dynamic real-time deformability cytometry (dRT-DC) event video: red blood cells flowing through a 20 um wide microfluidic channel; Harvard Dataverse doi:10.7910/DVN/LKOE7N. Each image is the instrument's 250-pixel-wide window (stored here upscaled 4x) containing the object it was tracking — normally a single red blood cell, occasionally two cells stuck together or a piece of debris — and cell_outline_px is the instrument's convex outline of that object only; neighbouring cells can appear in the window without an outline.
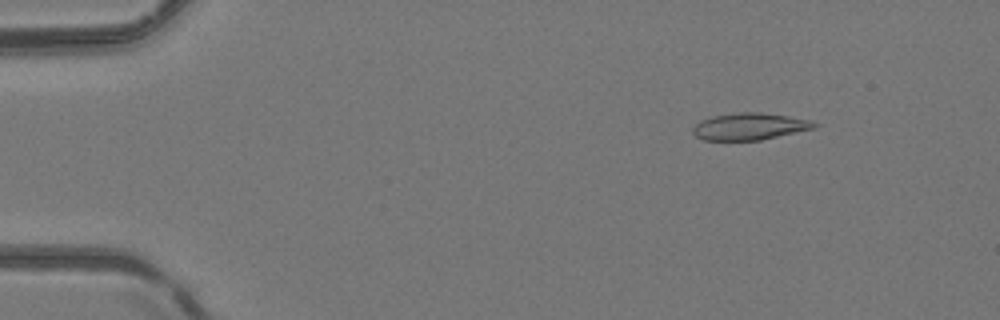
{"species": "common noctule bat (a hibernating species)", "species_latin": "Nyctalus noctula", "temperature_condition": "room temperature", "stored_images_in_passage": 26, "camera_frame_rate_fps": 3000, "um_per_image_px": 0.085, "animal": {"sex": "female", "body_mass_g": 24.6, "forearm_length_mm": 56.2}, "frame": {"image": 1, "passage_image": 7, "time_ms": 2.0, "image_size_px": [1000, 320], "cell_outline_px": [[820, 124], [816, 128], [760, 140], [704, 140], [696, 136], [692, 132], [692, 128], [700, 120], [712, 116], [740, 112], [760, 112], [788, 116], [808, 120]], "centroid_in_image_um": [63.71, 10.75], "position_along_channel_um": 21.3, "area_um2": 19.02}}
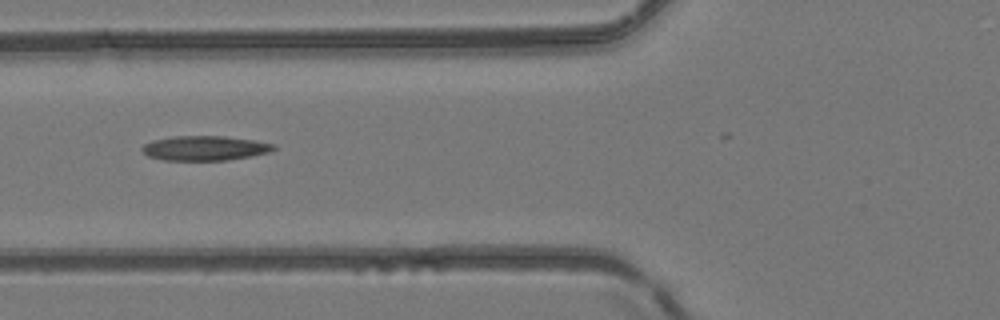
{"frame": {"image": 2, "passage_image": 20, "time_ms": 6.333, "image_size_px": [1000, 320], "cell_outline_px": [[276, 148], [268, 152], [252, 156], [228, 160], [164, 160], [148, 156], [140, 148], [144, 144], [152, 140], [176, 136], [224, 136], [256, 140], [276, 144]], "centroid_in_image_um": [17.43, 12.59], "position_along_channel_um": 108.4, "area_um2": 18.96}}
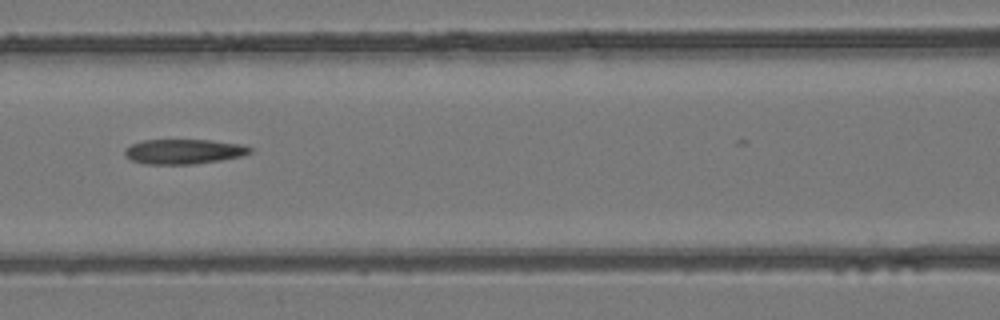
{"frame": {"image": 3, "passage_image": 23, "time_ms": 7.333, "image_size_px": [1000, 320], "cell_outline_px": [[252, 152], [240, 156], [220, 160], [192, 164], [144, 164], [132, 160], [124, 156], [124, 148], [132, 144], [144, 140], [208, 140], [240, 144], [252, 148]], "centroid_in_image_um": [15.57, 12.88], "position_along_channel_um": 151.0, "area_um2": 18.03}}